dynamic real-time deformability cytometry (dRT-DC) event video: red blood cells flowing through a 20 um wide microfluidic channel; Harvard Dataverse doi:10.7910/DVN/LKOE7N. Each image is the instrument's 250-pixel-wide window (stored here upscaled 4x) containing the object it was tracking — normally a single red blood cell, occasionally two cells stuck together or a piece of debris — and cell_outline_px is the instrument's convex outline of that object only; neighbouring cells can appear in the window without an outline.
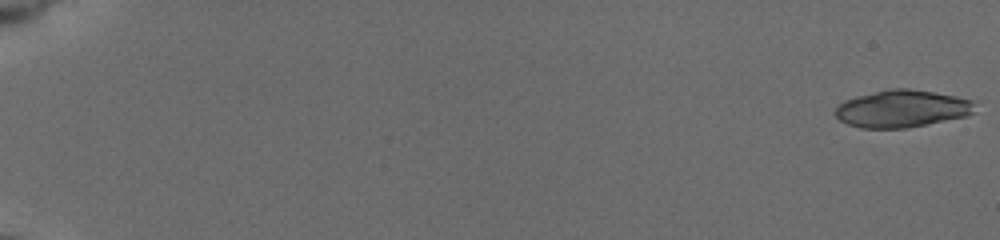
{"species": "common noctule bat (a hibernating species)", "species_latin": "Nyctalus noctula", "temperature_condition": "cold", "stored_images_in_passage": 52, "camera_frame_rate_fps": 3000, "um_per_image_px": 0.085, "animal": {"sex": "female", "body_mass_g": 19.5, "forearm_length_mm": 54.1}, "frame": {"image": 1, "passage_image": 1, "time_ms": 0.0, "image_size_px": [1000, 240], "cell_outline_px": [[976, 112], [968, 116], [908, 128], [860, 128], [848, 124], [840, 120], [832, 112], [844, 100], [856, 96], [888, 88], [908, 88], [956, 96], [976, 100]], "centroid_in_image_um": [76.71, 9.24], "position_along_channel_um": 8.3, "area_um2": 30.81}}